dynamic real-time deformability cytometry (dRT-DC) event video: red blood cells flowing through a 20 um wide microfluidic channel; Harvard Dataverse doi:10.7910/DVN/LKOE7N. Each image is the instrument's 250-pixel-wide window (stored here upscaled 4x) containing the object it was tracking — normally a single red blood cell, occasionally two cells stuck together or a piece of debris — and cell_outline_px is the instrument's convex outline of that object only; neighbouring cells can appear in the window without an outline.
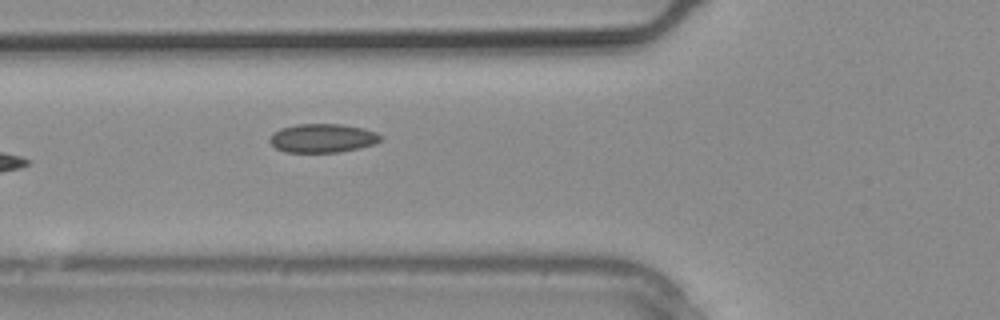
{"species": "common noctule bat (a hibernating species)", "species_latin": "Nyctalus noctula", "temperature_condition": "warm", "stored_images_in_passage": 2, "camera_frame_rate_fps": 3000, "um_per_image_px": 0.085, "animal": {"sex": "male", "body_mass_g": 20.4}, "frame": {"image": 1, "passage_image": 2, "time_ms": 0.333, "image_size_px": [1000, 320], "cell_outline_px": [[380, 140], [372, 144], [360, 148], [340, 152], [284, 152], [276, 148], [268, 140], [272, 132], [280, 128], [296, 124], [340, 124], [360, 128], [376, 132], [380, 136]], "centroid_in_image_um": [27.35, 11.74], "position_along_channel_um": 98.5, "area_um2": 18.5}}